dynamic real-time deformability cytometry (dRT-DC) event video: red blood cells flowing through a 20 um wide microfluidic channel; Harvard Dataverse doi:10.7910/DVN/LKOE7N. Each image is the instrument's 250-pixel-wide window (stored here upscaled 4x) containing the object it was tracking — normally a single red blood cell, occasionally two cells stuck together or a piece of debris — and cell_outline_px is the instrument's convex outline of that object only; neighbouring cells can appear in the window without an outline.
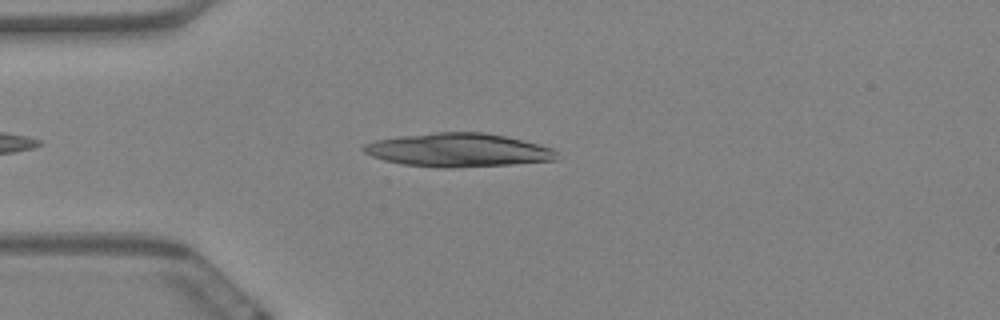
{"species": "Egyptian fruit bat (a non-hibernating species)", "species_latin": "Rousettus aegyptiacus", "temperature_condition": "warm", "stored_images_in_passage": 46, "camera_frame_rate_fps": 3000, "um_per_image_px": 0.085, "animal": {"sex": "female"}, "frame": {"image": 1, "passage_image": 7, "time_ms": 2.0, "image_size_px": [1000, 320], "cell_outline_px": [[556, 160], [512, 164], [452, 168], [436, 168], [404, 164], [384, 160], [372, 156], [364, 152], [360, 148], [364, 144], [376, 140], [396, 136], [436, 132], [484, 132], [504, 136], [552, 148], [556, 152]], "centroid_in_image_um": [38.88, 12.76], "position_along_channel_um": 46.1, "area_um2": 37.69}}